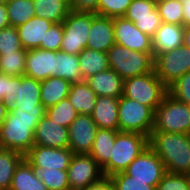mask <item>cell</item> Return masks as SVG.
<instances>
[{
    "label": "cell",
    "mask_w": 190,
    "mask_h": 190,
    "mask_svg": "<svg viewBox=\"0 0 190 190\" xmlns=\"http://www.w3.org/2000/svg\"><path fill=\"white\" fill-rule=\"evenodd\" d=\"M70 190H83L102 179V168L90 154H74L67 169Z\"/></svg>",
    "instance_id": "11"
},
{
    "label": "cell",
    "mask_w": 190,
    "mask_h": 190,
    "mask_svg": "<svg viewBox=\"0 0 190 190\" xmlns=\"http://www.w3.org/2000/svg\"><path fill=\"white\" fill-rule=\"evenodd\" d=\"M9 108L0 100V126L7 117Z\"/></svg>",
    "instance_id": "48"
},
{
    "label": "cell",
    "mask_w": 190,
    "mask_h": 190,
    "mask_svg": "<svg viewBox=\"0 0 190 190\" xmlns=\"http://www.w3.org/2000/svg\"><path fill=\"white\" fill-rule=\"evenodd\" d=\"M9 190H48L37 177L35 169L23 159L17 166Z\"/></svg>",
    "instance_id": "26"
},
{
    "label": "cell",
    "mask_w": 190,
    "mask_h": 190,
    "mask_svg": "<svg viewBox=\"0 0 190 190\" xmlns=\"http://www.w3.org/2000/svg\"><path fill=\"white\" fill-rule=\"evenodd\" d=\"M74 153L68 148H51L34 145L25 155L24 159L35 169L67 170Z\"/></svg>",
    "instance_id": "13"
},
{
    "label": "cell",
    "mask_w": 190,
    "mask_h": 190,
    "mask_svg": "<svg viewBox=\"0 0 190 190\" xmlns=\"http://www.w3.org/2000/svg\"><path fill=\"white\" fill-rule=\"evenodd\" d=\"M8 88V75L0 72V100L6 95Z\"/></svg>",
    "instance_id": "47"
},
{
    "label": "cell",
    "mask_w": 190,
    "mask_h": 190,
    "mask_svg": "<svg viewBox=\"0 0 190 190\" xmlns=\"http://www.w3.org/2000/svg\"><path fill=\"white\" fill-rule=\"evenodd\" d=\"M183 45L190 48V27H185Z\"/></svg>",
    "instance_id": "49"
},
{
    "label": "cell",
    "mask_w": 190,
    "mask_h": 190,
    "mask_svg": "<svg viewBox=\"0 0 190 190\" xmlns=\"http://www.w3.org/2000/svg\"><path fill=\"white\" fill-rule=\"evenodd\" d=\"M108 179L113 190H156V187L149 185V182L135 180L134 177L127 175L124 171L116 173Z\"/></svg>",
    "instance_id": "37"
},
{
    "label": "cell",
    "mask_w": 190,
    "mask_h": 190,
    "mask_svg": "<svg viewBox=\"0 0 190 190\" xmlns=\"http://www.w3.org/2000/svg\"><path fill=\"white\" fill-rule=\"evenodd\" d=\"M168 93L177 100L190 105V71L168 87Z\"/></svg>",
    "instance_id": "40"
},
{
    "label": "cell",
    "mask_w": 190,
    "mask_h": 190,
    "mask_svg": "<svg viewBox=\"0 0 190 190\" xmlns=\"http://www.w3.org/2000/svg\"><path fill=\"white\" fill-rule=\"evenodd\" d=\"M14 51H27L21 45L17 27L0 29V53H14Z\"/></svg>",
    "instance_id": "39"
},
{
    "label": "cell",
    "mask_w": 190,
    "mask_h": 190,
    "mask_svg": "<svg viewBox=\"0 0 190 190\" xmlns=\"http://www.w3.org/2000/svg\"><path fill=\"white\" fill-rule=\"evenodd\" d=\"M124 17L151 38L162 24L156 0H132Z\"/></svg>",
    "instance_id": "14"
},
{
    "label": "cell",
    "mask_w": 190,
    "mask_h": 190,
    "mask_svg": "<svg viewBox=\"0 0 190 190\" xmlns=\"http://www.w3.org/2000/svg\"><path fill=\"white\" fill-rule=\"evenodd\" d=\"M156 8L163 23L183 25V5L179 0H156Z\"/></svg>",
    "instance_id": "36"
},
{
    "label": "cell",
    "mask_w": 190,
    "mask_h": 190,
    "mask_svg": "<svg viewBox=\"0 0 190 190\" xmlns=\"http://www.w3.org/2000/svg\"><path fill=\"white\" fill-rule=\"evenodd\" d=\"M83 190H113V187L111 185L110 180L105 177L101 181H99L93 185L87 186Z\"/></svg>",
    "instance_id": "44"
},
{
    "label": "cell",
    "mask_w": 190,
    "mask_h": 190,
    "mask_svg": "<svg viewBox=\"0 0 190 190\" xmlns=\"http://www.w3.org/2000/svg\"><path fill=\"white\" fill-rule=\"evenodd\" d=\"M188 184H189V188H190V175H188Z\"/></svg>",
    "instance_id": "51"
},
{
    "label": "cell",
    "mask_w": 190,
    "mask_h": 190,
    "mask_svg": "<svg viewBox=\"0 0 190 190\" xmlns=\"http://www.w3.org/2000/svg\"><path fill=\"white\" fill-rule=\"evenodd\" d=\"M148 145L163 161L167 173L190 175V134L151 132Z\"/></svg>",
    "instance_id": "2"
},
{
    "label": "cell",
    "mask_w": 190,
    "mask_h": 190,
    "mask_svg": "<svg viewBox=\"0 0 190 190\" xmlns=\"http://www.w3.org/2000/svg\"><path fill=\"white\" fill-rule=\"evenodd\" d=\"M127 175L149 182V185L157 187L163 176L167 173L163 161L148 146L124 171Z\"/></svg>",
    "instance_id": "12"
},
{
    "label": "cell",
    "mask_w": 190,
    "mask_h": 190,
    "mask_svg": "<svg viewBox=\"0 0 190 190\" xmlns=\"http://www.w3.org/2000/svg\"><path fill=\"white\" fill-rule=\"evenodd\" d=\"M156 190H190L188 175L166 173L158 183Z\"/></svg>",
    "instance_id": "42"
},
{
    "label": "cell",
    "mask_w": 190,
    "mask_h": 190,
    "mask_svg": "<svg viewBox=\"0 0 190 190\" xmlns=\"http://www.w3.org/2000/svg\"><path fill=\"white\" fill-rule=\"evenodd\" d=\"M6 6L10 26L19 27L36 16L32 0H9Z\"/></svg>",
    "instance_id": "32"
},
{
    "label": "cell",
    "mask_w": 190,
    "mask_h": 190,
    "mask_svg": "<svg viewBox=\"0 0 190 190\" xmlns=\"http://www.w3.org/2000/svg\"><path fill=\"white\" fill-rule=\"evenodd\" d=\"M40 81L26 75L8 76V88L2 102L9 109H21L23 112H46L41 103Z\"/></svg>",
    "instance_id": "3"
},
{
    "label": "cell",
    "mask_w": 190,
    "mask_h": 190,
    "mask_svg": "<svg viewBox=\"0 0 190 190\" xmlns=\"http://www.w3.org/2000/svg\"><path fill=\"white\" fill-rule=\"evenodd\" d=\"M71 83L60 77H49L40 81V98L41 103L47 109L56 105L62 99L68 97Z\"/></svg>",
    "instance_id": "24"
},
{
    "label": "cell",
    "mask_w": 190,
    "mask_h": 190,
    "mask_svg": "<svg viewBox=\"0 0 190 190\" xmlns=\"http://www.w3.org/2000/svg\"><path fill=\"white\" fill-rule=\"evenodd\" d=\"M9 0H0V4H7Z\"/></svg>",
    "instance_id": "50"
},
{
    "label": "cell",
    "mask_w": 190,
    "mask_h": 190,
    "mask_svg": "<svg viewBox=\"0 0 190 190\" xmlns=\"http://www.w3.org/2000/svg\"><path fill=\"white\" fill-rule=\"evenodd\" d=\"M53 24L50 20L35 16L17 27L22 47L25 50L40 48L41 43H45L47 30Z\"/></svg>",
    "instance_id": "21"
},
{
    "label": "cell",
    "mask_w": 190,
    "mask_h": 190,
    "mask_svg": "<svg viewBox=\"0 0 190 190\" xmlns=\"http://www.w3.org/2000/svg\"><path fill=\"white\" fill-rule=\"evenodd\" d=\"M132 0H99L97 15L109 18L124 17Z\"/></svg>",
    "instance_id": "38"
},
{
    "label": "cell",
    "mask_w": 190,
    "mask_h": 190,
    "mask_svg": "<svg viewBox=\"0 0 190 190\" xmlns=\"http://www.w3.org/2000/svg\"><path fill=\"white\" fill-rule=\"evenodd\" d=\"M56 77L66 79L71 84L83 81L79 67V56L61 50L55 52Z\"/></svg>",
    "instance_id": "29"
},
{
    "label": "cell",
    "mask_w": 190,
    "mask_h": 190,
    "mask_svg": "<svg viewBox=\"0 0 190 190\" xmlns=\"http://www.w3.org/2000/svg\"><path fill=\"white\" fill-rule=\"evenodd\" d=\"M98 129L91 115L79 114L68 127V149L74 154H89Z\"/></svg>",
    "instance_id": "15"
},
{
    "label": "cell",
    "mask_w": 190,
    "mask_h": 190,
    "mask_svg": "<svg viewBox=\"0 0 190 190\" xmlns=\"http://www.w3.org/2000/svg\"><path fill=\"white\" fill-rule=\"evenodd\" d=\"M99 0H69L71 11L75 12H92L97 14Z\"/></svg>",
    "instance_id": "43"
},
{
    "label": "cell",
    "mask_w": 190,
    "mask_h": 190,
    "mask_svg": "<svg viewBox=\"0 0 190 190\" xmlns=\"http://www.w3.org/2000/svg\"><path fill=\"white\" fill-rule=\"evenodd\" d=\"M36 17L61 23L70 13L69 0H32Z\"/></svg>",
    "instance_id": "27"
},
{
    "label": "cell",
    "mask_w": 190,
    "mask_h": 190,
    "mask_svg": "<svg viewBox=\"0 0 190 190\" xmlns=\"http://www.w3.org/2000/svg\"><path fill=\"white\" fill-rule=\"evenodd\" d=\"M24 75L39 81L56 76L55 52L41 48L27 50Z\"/></svg>",
    "instance_id": "19"
},
{
    "label": "cell",
    "mask_w": 190,
    "mask_h": 190,
    "mask_svg": "<svg viewBox=\"0 0 190 190\" xmlns=\"http://www.w3.org/2000/svg\"><path fill=\"white\" fill-rule=\"evenodd\" d=\"M152 132L190 134V105L167 93L155 109Z\"/></svg>",
    "instance_id": "6"
},
{
    "label": "cell",
    "mask_w": 190,
    "mask_h": 190,
    "mask_svg": "<svg viewBox=\"0 0 190 190\" xmlns=\"http://www.w3.org/2000/svg\"><path fill=\"white\" fill-rule=\"evenodd\" d=\"M183 5V25L184 27H190V0L182 2Z\"/></svg>",
    "instance_id": "45"
},
{
    "label": "cell",
    "mask_w": 190,
    "mask_h": 190,
    "mask_svg": "<svg viewBox=\"0 0 190 190\" xmlns=\"http://www.w3.org/2000/svg\"><path fill=\"white\" fill-rule=\"evenodd\" d=\"M85 81L97 96L120 98L123 95V79L111 68L94 74Z\"/></svg>",
    "instance_id": "23"
},
{
    "label": "cell",
    "mask_w": 190,
    "mask_h": 190,
    "mask_svg": "<svg viewBox=\"0 0 190 190\" xmlns=\"http://www.w3.org/2000/svg\"><path fill=\"white\" fill-rule=\"evenodd\" d=\"M78 56L83 80L110 68L105 52L85 48Z\"/></svg>",
    "instance_id": "30"
},
{
    "label": "cell",
    "mask_w": 190,
    "mask_h": 190,
    "mask_svg": "<svg viewBox=\"0 0 190 190\" xmlns=\"http://www.w3.org/2000/svg\"><path fill=\"white\" fill-rule=\"evenodd\" d=\"M118 131L112 129H98L90 155L103 168L111 159V151L115 144Z\"/></svg>",
    "instance_id": "28"
},
{
    "label": "cell",
    "mask_w": 190,
    "mask_h": 190,
    "mask_svg": "<svg viewBox=\"0 0 190 190\" xmlns=\"http://www.w3.org/2000/svg\"><path fill=\"white\" fill-rule=\"evenodd\" d=\"M64 36L60 50L79 55L87 46L91 28V12L70 11L62 21Z\"/></svg>",
    "instance_id": "9"
},
{
    "label": "cell",
    "mask_w": 190,
    "mask_h": 190,
    "mask_svg": "<svg viewBox=\"0 0 190 190\" xmlns=\"http://www.w3.org/2000/svg\"><path fill=\"white\" fill-rule=\"evenodd\" d=\"M168 93L155 71L123 80V96L151 107L154 111Z\"/></svg>",
    "instance_id": "7"
},
{
    "label": "cell",
    "mask_w": 190,
    "mask_h": 190,
    "mask_svg": "<svg viewBox=\"0 0 190 190\" xmlns=\"http://www.w3.org/2000/svg\"><path fill=\"white\" fill-rule=\"evenodd\" d=\"M35 172L48 190H70L67 170L40 168Z\"/></svg>",
    "instance_id": "35"
},
{
    "label": "cell",
    "mask_w": 190,
    "mask_h": 190,
    "mask_svg": "<svg viewBox=\"0 0 190 190\" xmlns=\"http://www.w3.org/2000/svg\"><path fill=\"white\" fill-rule=\"evenodd\" d=\"M68 99L79 114L91 115L97 95L89 87L88 83L83 80L71 84Z\"/></svg>",
    "instance_id": "25"
},
{
    "label": "cell",
    "mask_w": 190,
    "mask_h": 190,
    "mask_svg": "<svg viewBox=\"0 0 190 190\" xmlns=\"http://www.w3.org/2000/svg\"><path fill=\"white\" fill-rule=\"evenodd\" d=\"M156 76L169 87L178 78L190 71V48L182 45L154 58Z\"/></svg>",
    "instance_id": "10"
},
{
    "label": "cell",
    "mask_w": 190,
    "mask_h": 190,
    "mask_svg": "<svg viewBox=\"0 0 190 190\" xmlns=\"http://www.w3.org/2000/svg\"><path fill=\"white\" fill-rule=\"evenodd\" d=\"M46 115L58 125L68 128L79 113L75 110L70 100L62 99L56 105L46 109Z\"/></svg>",
    "instance_id": "33"
},
{
    "label": "cell",
    "mask_w": 190,
    "mask_h": 190,
    "mask_svg": "<svg viewBox=\"0 0 190 190\" xmlns=\"http://www.w3.org/2000/svg\"><path fill=\"white\" fill-rule=\"evenodd\" d=\"M107 56L109 67L123 80L154 70L153 53L131 50L115 43L107 51Z\"/></svg>",
    "instance_id": "5"
},
{
    "label": "cell",
    "mask_w": 190,
    "mask_h": 190,
    "mask_svg": "<svg viewBox=\"0 0 190 190\" xmlns=\"http://www.w3.org/2000/svg\"><path fill=\"white\" fill-rule=\"evenodd\" d=\"M184 25L163 23L152 37V51L158 54L168 52L183 45Z\"/></svg>",
    "instance_id": "20"
},
{
    "label": "cell",
    "mask_w": 190,
    "mask_h": 190,
    "mask_svg": "<svg viewBox=\"0 0 190 190\" xmlns=\"http://www.w3.org/2000/svg\"><path fill=\"white\" fill-rule=\"evenodd\" d=\"M46 112H23L9 109L0 126V146L25 155L34 146V132Z\"/></svg>",
    "instance_id": "1"
},
{
    "label": "cell",
    "mask_w": 190,
    "mask_h": 190,
    "mask_svg": "<svg viewBox=\"0 0 190 190\" xmlns=\"http://www.w3.org/2000/svg\"><path fill=\"white\" fill-rule=\"evenodd\" d=\"M115 43L131 50L153 53L152 38L125 17L113 18Z\"/></svg>",
    "instance_id": "16"
},
{
    "label": "cell",
    "mask_w": 190,
    "mask_h": 190,
    "mask_svg": "<svg viewBox=\"0 0 190 190\" xmlns=\"http://www.w3.org/2000/svg\"><path fill=\"white\" fill-rule=\"evenodd\" d=\"M64 36L63 25L61 23H54L48 30L45 36V43H41L40 48L50 51H59L62 39Z\"/></svg>",
    "instance_id": "41"
},
{
    "label": "cell",
    "mask_w": 190,
    "mask_h": 190,
    "mask_svg": "<svg viewBox=\"0 0 190 190\" xmlns=\"http://www.w3.org/2000/svg\"><path fill=\"white\" fill-rule=\"evenodd\" d=\"M34 145L51 148H68V128L58 125L46 114L40 118L34 132Z\"/></svg>",
    "instance_id": "17"
},
{
    "label": "cell",
    "mask_w": 190,
    "mask_h": 190,
    "mask_svg": "<svg viewBox=\"0 0 190 190\" xmlns=\"http://www.w3.org/2000/svg\"><path fill=\"white\" fill-rule=\"evenodd\" d=\"M118 105L119 98L97 96L91 117L99 129L119 131Z\"/></svg>",
    "instance_id": "22"
},
{
    "label": "cell",
    "mask_w": 190,
    "mask_h": 190,
    "mask_svg": "<svg viewBox=\"0 0 190 190\" xmlns=\"http://www.w3.org/2000/svg\"><path fill=\"white\" fill-rule=\"evenodd\" d=\"M9 19L7 14V6L0 4V29L9 27Z\"/></svg>",
    "instance_id": "46"
},
{
    "label": "cell",
    "mask_w": 190,
    "mask_h": 190,
    "mask_svg": "<svg viewBox=\"0 0 190 190\" xmlns=\"http://www.w3.org/2000/svg\"><path fill=\"white\" fill-rule=\"evenodd\" d=\"M27 51L0 53V72L8 76H22L25 72Z\"/></svg>",
    "instance_id": "34"
},
{
    "label": "cell",
    "mask_w": 190,
    "mask_h": 190,
    "mask_svg": "<svg viewBox=\"0 0 190 190\" xmlns=\"http://www.w3.org/2000/svg\"><path fill=\"white\" fill-rule=\"evenodd\" d=\"M148 137L136 132L116 134L110 161L102 168L104 177L125 171V169L148 147Z\"/></svg>",
    "instance_id": "4"
},
{
    "label": "cell",
    "mask_w": 190,
    "mask_h": 190,
    "mask_svg": "<svg viewBox=\"0 0 190 190\" xmlns=\"http://www.w3.org/2000/svg\"><path fill=\"white\" fill-rule=\"evenodd\" d=\"M115 44L113 18L91 12V28L86 48L107 53Z\"/></svg>",
    "instance_id": "18"
},
{
    "label": "cell",
    "mask_w": 190,
    "mask_h": 190,
    "mask_svg": "<svg viewBox=\"0 0 190 190\" xmlns=\"http://www.w3.org/2000/svg\"><path fill=\"white\" fill-rule=\"evenodd\" d=\"M155 111L125 96L119 98L118 123L120 132H136L148 138L153 131Z\"/></svg>",
    "instance_id": "8"
},
{
    "label": "cell",
    "mask_w": 190,
    "mask_h": 190,
    "mask_svg": "<svg viewBox=\"0 0 190 190\" xmlns=\"http://www.w3.org/2000/svg\"><path fill=\"white\" fill-rule=\"evenodd\" d=\"M24 159V155L17 151L0 150V190H9L14 172L19 163Z\"/></svg>",
    "instance_id": "31"
}]
</instances>
